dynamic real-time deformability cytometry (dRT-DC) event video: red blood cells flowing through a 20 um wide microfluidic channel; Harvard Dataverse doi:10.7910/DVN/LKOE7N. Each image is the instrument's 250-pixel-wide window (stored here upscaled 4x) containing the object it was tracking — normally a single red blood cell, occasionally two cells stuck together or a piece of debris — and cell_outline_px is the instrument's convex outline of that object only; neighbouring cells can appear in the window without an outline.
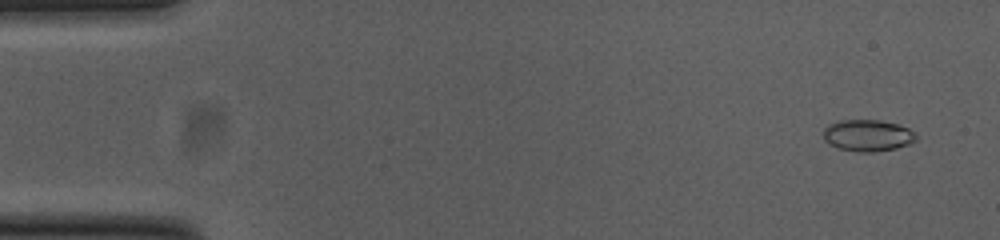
{"species": "common noctule bat (a hibernating species)", "species_latin": "Nyctalus noctula", "temperature_condition": "cold", "stored_images_in_passage": 20, "camera_frame_rate_fps": 3000, "um_per_image_px": 0.085, "animal": {"sex": "female", "body_mass_g": 23.0, "forearm_length_mm": 53.4}, "frame": {"image": 1, "passage_image": 3, "time_ms": 0.667, "image_size_px": [1000, 240], "cell_outline_px": [[916, 140], [908, 144], [896, 148], [872, 152], [856, 152], [840, 148], [828, 144], [824, 140], [824, 128], [828, 124], [840, 120], [880, 120], [896, 124], [908, 128], [916, 136]], "centroid_in_image_um": [73.71, 11.51], "position_along_channel_um": 11.3, "area_um2": 16.99}}
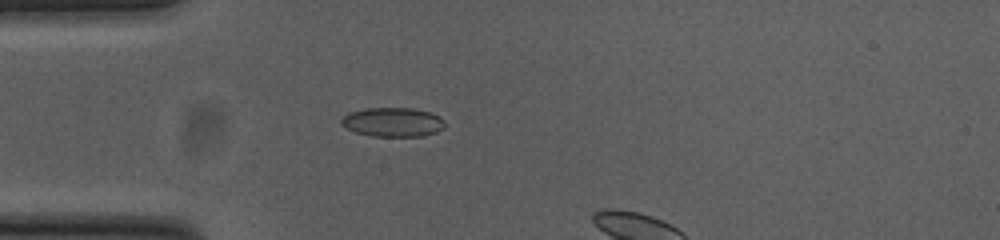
{"frame": {"image": 2, "passage_image": 15, "time_ms": 4.667, "image_size_px": [1000, 240], "cell_outline_px": [[444, 128], [436, 132], [424, 136], [372, 136], [356, 132], [340, 124], [340, 120], [348, 112], [364, 108], [412, 108], [432, 112], [440, 116], [444, 120]], "centroid_in_image_um": [33.4, 10.37], "position_along_channel_um": 51.6, "area_um2": 17.74}}